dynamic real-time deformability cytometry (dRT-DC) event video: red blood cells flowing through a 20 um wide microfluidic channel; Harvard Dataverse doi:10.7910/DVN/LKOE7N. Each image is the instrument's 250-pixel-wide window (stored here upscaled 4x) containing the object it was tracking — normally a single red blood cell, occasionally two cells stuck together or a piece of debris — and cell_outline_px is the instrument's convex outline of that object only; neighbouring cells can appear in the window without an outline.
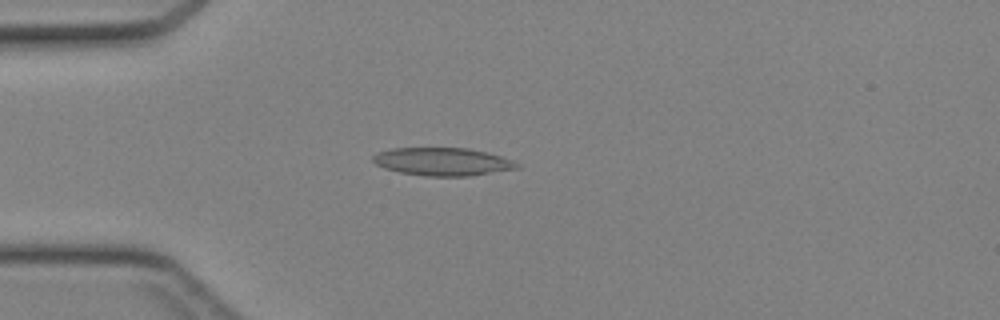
{"species": "Egyptian fruit bat (a non-hibernating species)", "species_latin": "Rousettus aegyptiacus", "temperature_condition": "cold", "stored_images_in_passage": 6, "camera_frame_rate_fps": 3000, "um_per_image_px": 0.085, "animal": {"sex": "female"}, "frame": {"image": 1, "passage_image": 1, "time_ms": 0.0, "image_size_px": [1000, 320], "cell_outline_px": [[520, 168], [468, 176], [424, 176], [400, 172], [384, 168], [376, 164], [372, 160], [372, 156], [376, 152], [392, 148], [468, 148], [500, 156], [512, 160], [520, 164]], "centroid_in_image_um": [37.59, 13.74], "position_along_channel_um": 47.4, "area_um2": 23.41}}
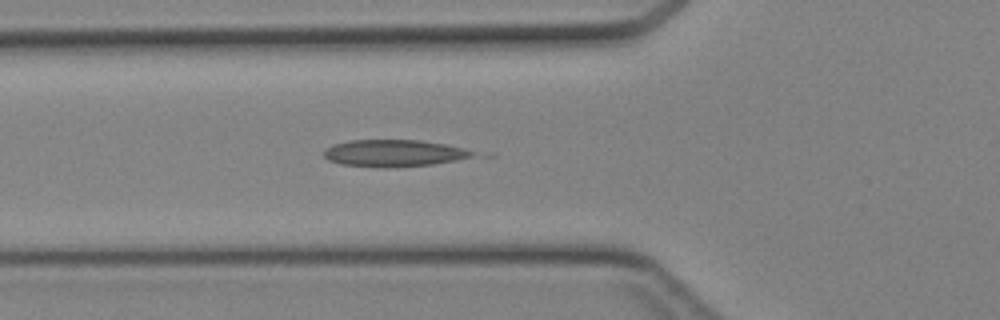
{"frame": {"image": 2, "passage_image": 5, "time_ms": 1.333, "image_size_px": [1000, 320], "cell_outline_px": [[472, 156], [456, 160], [432, 164], [384, 168], [380, 168], [340, 164], [328, 160], [324, 156], [324, 148], [336, 144], [352, 140], [420, 140], [444, 144], [464, 148], [472, 152]], "centroid_in_image_um": [33.42, 13.02], "position_along_channel_um": 92.4, "area_um2": 23.12}}